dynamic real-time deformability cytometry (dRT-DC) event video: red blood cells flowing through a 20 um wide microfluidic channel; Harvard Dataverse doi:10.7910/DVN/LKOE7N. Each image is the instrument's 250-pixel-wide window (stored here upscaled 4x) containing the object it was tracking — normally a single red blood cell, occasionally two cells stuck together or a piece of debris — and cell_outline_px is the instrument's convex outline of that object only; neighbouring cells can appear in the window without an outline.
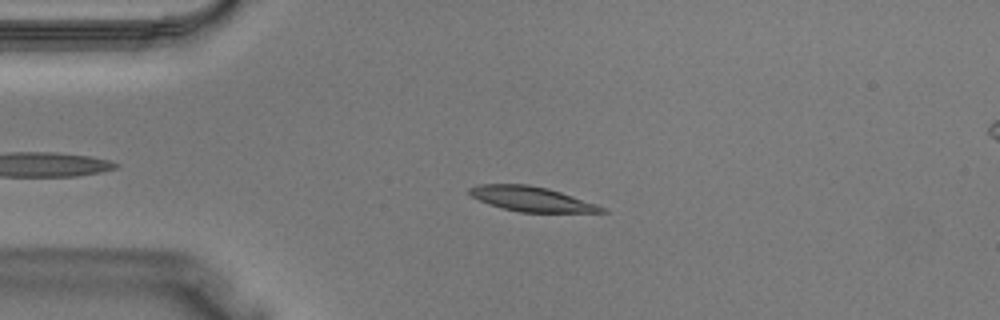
{"species": "Egyptian fruit bat (a non-hibernating species)", "species_latin": "Rousettus aegyptiacus", "temperature_condition": "warm", "stored_images_in_passage": 30, "camera_frame_rate_fps": 3000, "um_per_image_px": 0.085, "animal": {"sex": "male"}, "frame": {"image": 1, "passage_image": 8, "time_ms": 2.333, "image_size_px": [1000, 320], "cell_outline_px": [[608, 212], [520, 212], [488, 204], [472, 196], [468, 192], [468, 188], [476, 184], [528, 184], [548, 188], [608, 208]], "centroid_in_image_um": [45.17, 16.9], "position_along_channel_um": 39.8, "area_um2": 19.02}}
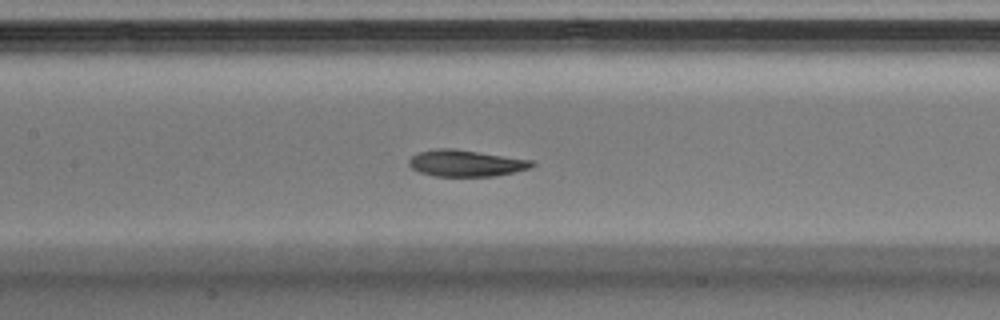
{"frame": {"image": 2, "passage_image": 17, "time_ms": 5.333, "image_size_px": [1000, 320], "cell_outline_px": [[536, 164], [528, 168], [496, 176], [436, 176], [420, 172], [412, 168], [408, 164], [408, 160], [412, 156], [420, 152], [440, 148], [452, 148], [532, 160]], "centroid_in_image_um": [39.58, 13.87], "position_along_channel_um": 167.8, "area_um2": 18.73}}
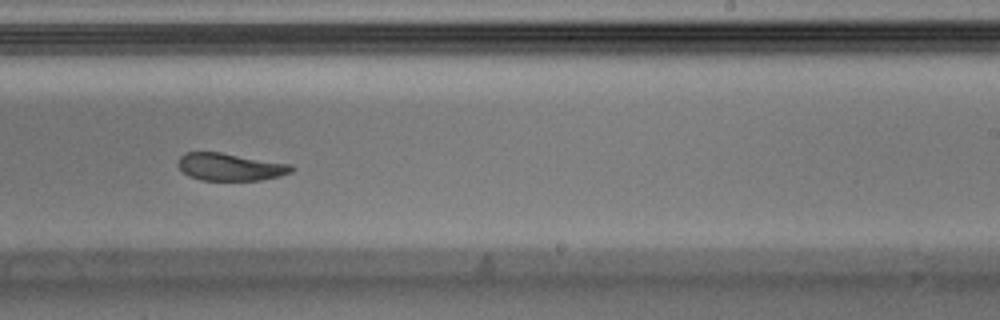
{"frame": {"image": 3, "passage_image": 23, "time_ms": 7.333, "image_size_px": [1000, 320], "cell_outline_px": [[296, 168], [292, 172], [280, 176], [260, 180], [200, 180], [188, 176], [176, 164], [176, 160], [184, 152], [220, 152], [292, 164]], "centroid_in_image_um": [19.56, 14.18], "position_along_channel_um": 269.4, "area_um2": 18.38}}